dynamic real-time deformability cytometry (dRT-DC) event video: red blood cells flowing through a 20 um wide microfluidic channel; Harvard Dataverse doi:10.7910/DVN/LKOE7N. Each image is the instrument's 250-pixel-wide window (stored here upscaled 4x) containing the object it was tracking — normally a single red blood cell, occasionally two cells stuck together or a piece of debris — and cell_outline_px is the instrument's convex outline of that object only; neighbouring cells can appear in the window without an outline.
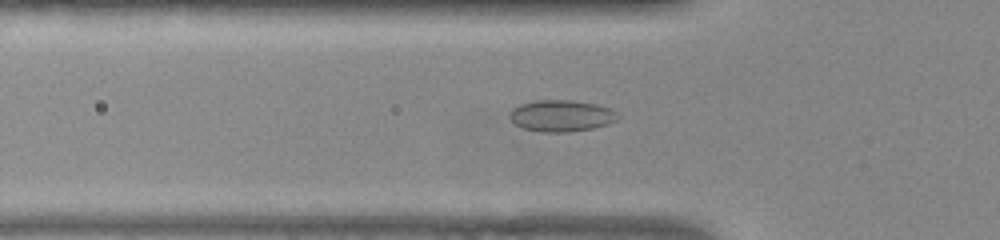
{"species": "common noctule bat (a hibernating species)", "species_latin": "Nyctalus noctula", "temperature_condition": "warm", "stored_images_in_passage": 50, "camera_frame_rate_fps": 3000, "um_per_image_px": 0.085, "animal": {"sex": "female", "body_mass_g": 22.0, "forearm_length_mm": 56.7}, "frame": {"image": 1, "passage_image": 15, "time_ms": 4.667, "image_size_px": [1000, 240], "cell_outline_px": [[616, 120], [608, 124], [592, 128], [564, 132], [544, 132], [524, 128], [516, 124], [508, 116], [512, 108], [520, 104], [536, 100], [572, 100], [596, 104], [608, 108], [616, 112]], "centroid_in_image_um": [47.67, 9.83], "position_along_channel_um": 78.1, "area_um2": 19.59}}
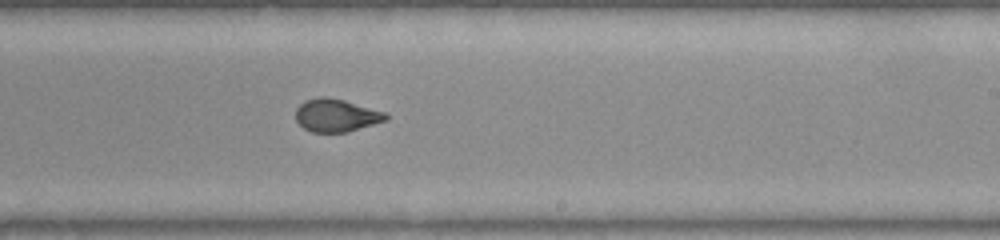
{"frame": {"image": 2, "passage_image": 29, "time_ms": 9.333, "image_size_px": [1000, 240], "cell_outline_px": [[388, 120], [348, 132], [312, 132], [304, 128], [296, 120], [296, 108], [304, 100], [320, 96], [324, 96], [344, 100], [388, 112]], "centroid_in_image_um": [28.61, 9.8], "position_along_channel_um": 260.4, "area_um2": 17.46}}
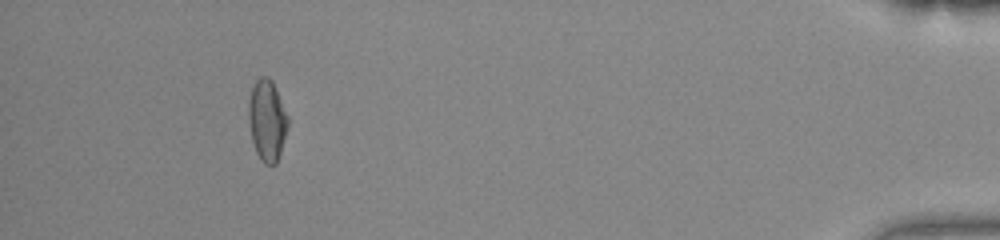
{"frame": {"image": 3, "passage_image": 46, "time_ms": 15.0, "image_size_px": [1000, 240], "cell_outline_px": [[288, 124], [280, 152], [276, 164], [264, 164], [260, 160], [256, 152], [252, 140], [248, 120], [248, 100], [252, 84], [260, 76], [268, 76], [272, 80], [276, 88], [288, 116]], "centroid_in_image_um": [22.68, 10.19], "position_along_channel_um": 412.5, "area_um2": 18.73}, "authors_computed_cell_mechanics": {"area_um2": 18.4382, "velocity_mm_per_s": 3.9064, "shape_relaxation_time_tau1_ms": null, "shape_relaxation_time_tau2_ms": 0.7443, "deformation_change_tau1": null, "deformation_change_tau2": 0.063}}